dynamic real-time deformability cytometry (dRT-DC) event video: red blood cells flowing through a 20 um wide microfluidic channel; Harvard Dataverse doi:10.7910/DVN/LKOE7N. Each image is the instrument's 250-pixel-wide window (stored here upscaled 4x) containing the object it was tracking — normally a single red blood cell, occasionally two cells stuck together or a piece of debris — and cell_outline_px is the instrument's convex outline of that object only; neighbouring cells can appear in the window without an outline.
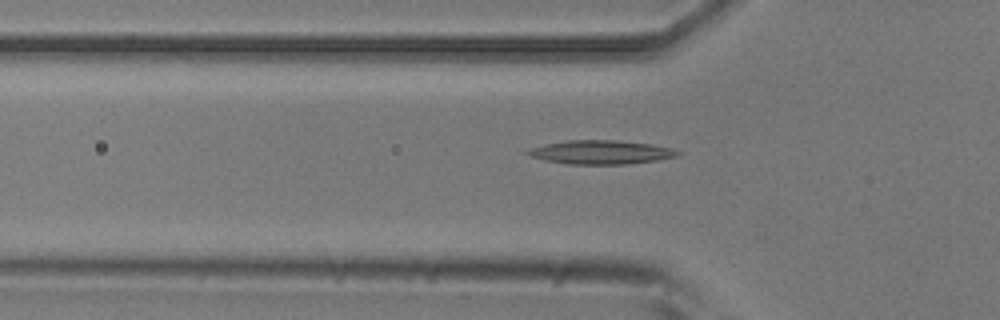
{"species": "common noctule bat (a hibernating species)", "species_latin": "Nyctalus noctula", "temperature_condition": "room temperature", "stored_images_in_passage": 51, "camera_frame_rate_fps": 3000, "um_per_image_px": 0.085, "animal": {"sex": "male", "body_mass_g": 20.5, "forearm_length_mm": 52.5}, "frame": {"image": 1, "passage_image": 16, "time_ms": 5.0, "image_size_px": [1000, 320], "cell_outline_px": [[684, 152], [676, 156], [660, 160], [628, 164], [568, 164], [544, 160], [532, 156], [524, 152], [532, 148], [548, 144], [568, 140], [616, 140], [652, 144], [672, 148]], "centroid_in_image_um": [51.16, 12.94], "position_along_channel_um": 74.6, "area_um2": 20.75}}
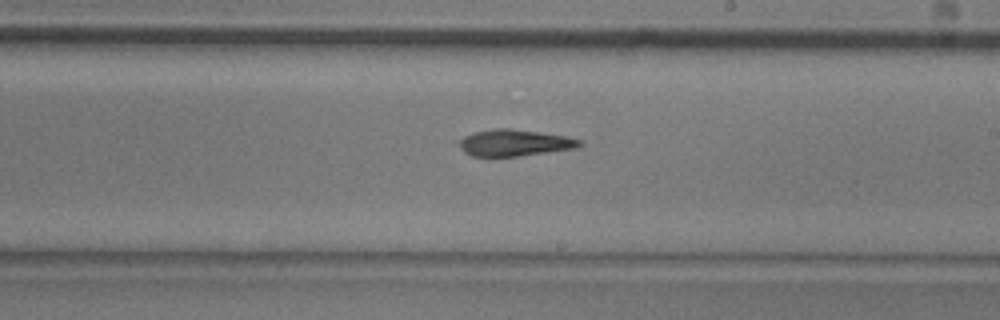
{"frame": {"image": 2, "passage_image": 29, "time_ms": 9.333, "image_size_px": [1000, 320], "cell_outline_px": [[584, 144], [572, 148], [520, 156], [472, 156], [464, 152], [452, 140], [472, 132], [496, 128], [512, 128], [568, 136], [580, 140]], "centroid_in_image_um": [43.61, 12.12], "position_along_channel_um": 245.4, "area_um2": 18.96}}
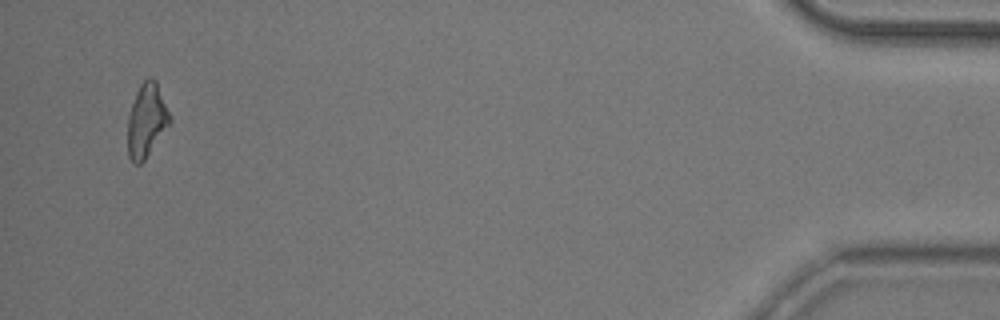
{"frame": {"image": 3, "passage_image": 49, "time_ms": 16.0, "image_size_px": [1000, 320], "cell_outline_px": [[172, 120], [144, 160], [140, 164], [136, 164], [128, 156], [128, 112], [136, 92], [140, 84], [148, 76], [152, 76], [156, 80]], "centroid_in_image_um": [12.44, 10.19], "position_along_channel_um": 422.8, "area_um2": 17.92}}